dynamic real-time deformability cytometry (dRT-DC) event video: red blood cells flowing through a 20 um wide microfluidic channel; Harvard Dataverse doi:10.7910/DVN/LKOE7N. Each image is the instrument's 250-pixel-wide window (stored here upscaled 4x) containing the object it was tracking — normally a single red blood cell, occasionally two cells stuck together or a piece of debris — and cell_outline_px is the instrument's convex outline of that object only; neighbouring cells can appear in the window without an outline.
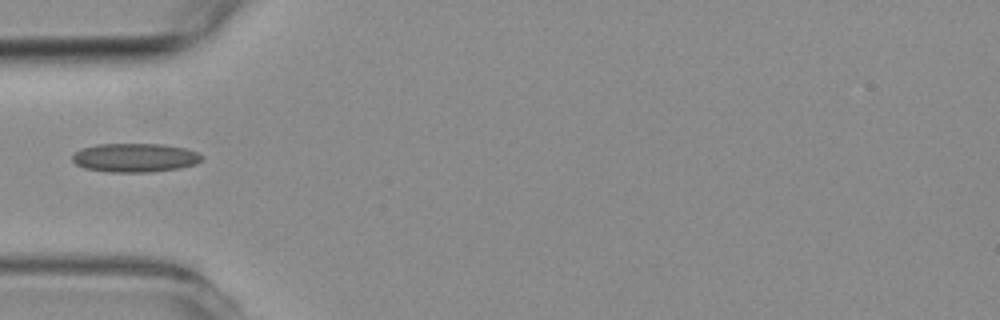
{"species": "common noctule bat (a hibernating species)", "species_latin": "Nyctalus noctula", "temperature_condition": "room temperature", "stored_images_in_passage": 5, "camera_frame_rate_fps": 3000, "um_per_image_px": 0.085, "animal": {"sex": "female", "body_mass_g": 19.3, "forearm_length_mm": 54.1}, "frame": {"image": 1, "passage_image": 4, "time_ms": 3.333, "image_size_px": [1000, 320], "cell_outline_px": [[204, 160], [196, 164], [180, 168], [152, 172], [108, 172], [84, 168], [76, 164], [72, 160], [72, 156], [80, 148], [96, 144], [164, 144], [184, 148], [196, 152], [204, 156]], "centroid_in_image_um": [11.48, 13.4], "position_along_channel_um": 73.5, "area_um2": 21.96}}
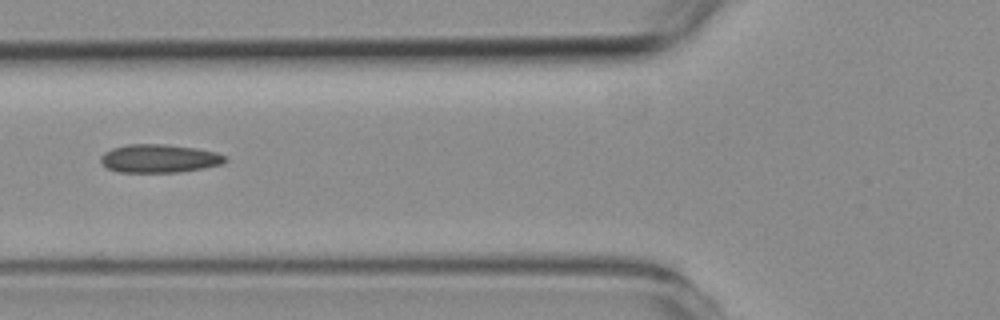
{"frame": {"image": 2, "passage_image": 5, "time_ms": 4.333, "image_size_px": [1000, 320], "cell_outline_px": [[228, 160], [224, 164], [204, 168], [180, 172], [120, 172], [108, 168], [100, 160], [100, 156], [104, 152], [112, 148], [128, 144], [164, 144], [196, 148], [216, 152], [228, 156]], "centroid_in_image_um": [13.59, 13.47], "position_along_channel_um": 112.2, "area_um2": 20.69}}